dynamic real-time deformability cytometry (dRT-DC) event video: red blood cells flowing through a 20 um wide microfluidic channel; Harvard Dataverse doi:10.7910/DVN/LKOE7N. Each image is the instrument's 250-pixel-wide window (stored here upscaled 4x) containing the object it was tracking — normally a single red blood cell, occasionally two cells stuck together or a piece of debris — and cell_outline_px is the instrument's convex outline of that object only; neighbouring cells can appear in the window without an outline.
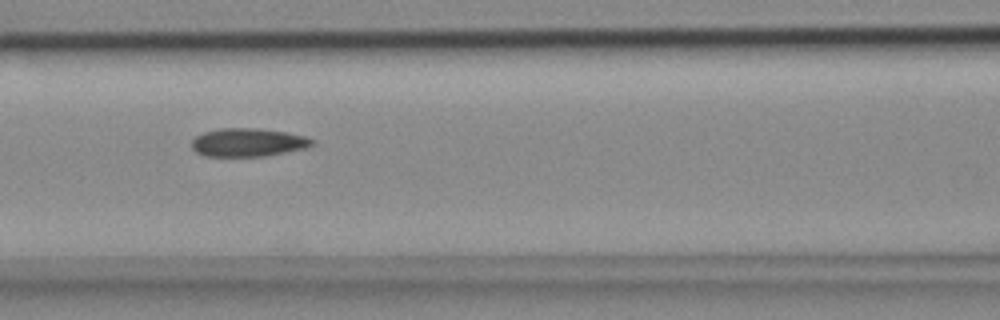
{"species": "common noctule bat (a hibernating species)", "species_latin": "Nyctalus noctula", "temperature_condition": "cold", "stored_images_in_passage": 8, "camera_frame_rate_fps": 3000, "um_per_image_px": 0.085, "animal": {"sex": "female", "body_mass_g": 18.4}, "frame": {"image": 1, "passage_image": 4, "time_ms": 1.0, "image_size_px": [1000, 320], "cell_outline_px": [[316, 140], [312, 144], [304, 148], [264, 156], [208, 156], [196, 152], [192, 148], [192, 140], [196, 136], [204, 132], [220, 128], [256, 128], [284, 132], [304, 136]], "centroid_in_image_um": [21.05, 12.1], "position_along_channel_um": 145.6, "area_um2": 19.59}}
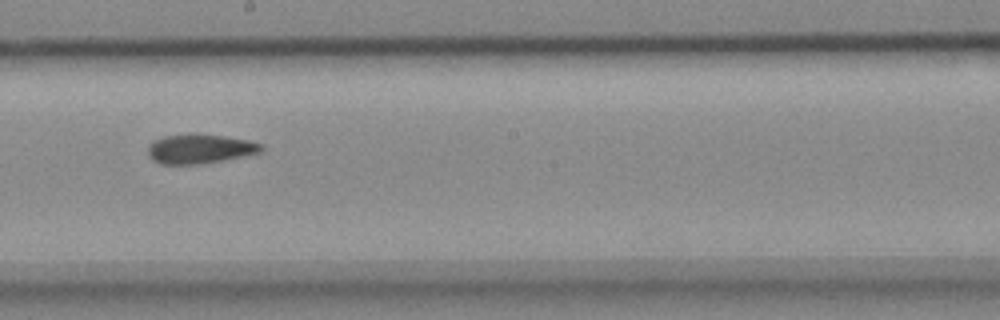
{"frame": {"image": 2, "passage_image": 6, "time_ms": 1.667, "image_size_px": [1000, 320], "cell_outline_px": [[264, 152], [200, 164], [160, 164], [152, 160], [148, 156], [148, 148], [156, 140], [164, 136], [196, 132], [224, 136], [248, 140], [264, 144]], "centroid_in_image_um": [17.02, 12.64], "position_along_channel_um": 231.2, "area_um2": 19.65}}
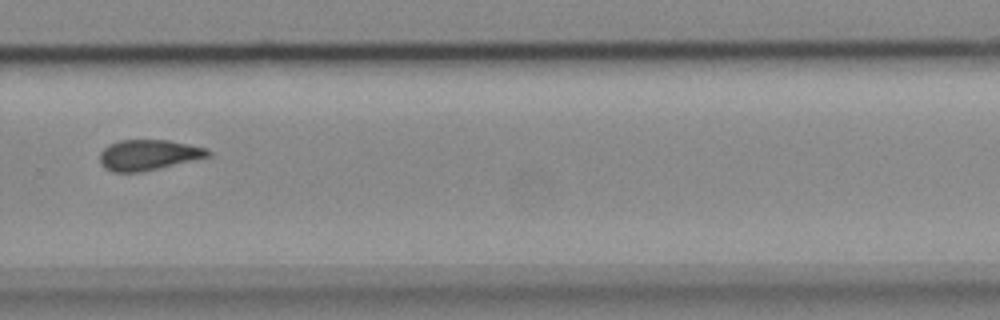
{"frame": {"image": 3, "passage_image": 8, "time_ms": 2.333, "image_size_px": [1000, 320], "cell_outline_px": [[212, 156], [140, 172], [112, 172], [104, 168], [100, 164], [100, 152], [108, 144], [120, 140], [168, 140], [208, 148], [212, 152]], "centroid_in_image_um": [12.62, 13.16], "position_along_channel_um": 317.2, "area_um2": 19.36}}